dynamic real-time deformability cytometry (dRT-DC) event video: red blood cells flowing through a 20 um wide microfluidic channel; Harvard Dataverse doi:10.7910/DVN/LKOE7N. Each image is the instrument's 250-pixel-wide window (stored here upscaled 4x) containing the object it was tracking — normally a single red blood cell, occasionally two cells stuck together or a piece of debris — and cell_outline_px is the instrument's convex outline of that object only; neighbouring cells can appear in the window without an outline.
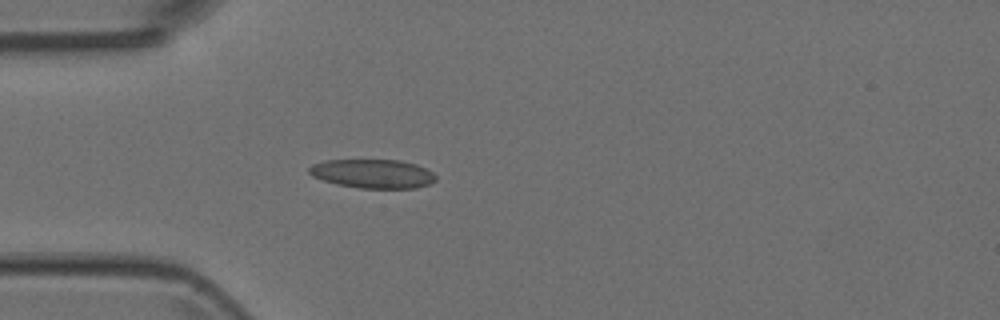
{"species": "Egyptian fruit bat (a non-hibernating species)", "species_latin": "Rousettus aegyptiacus", "temperature_condition": "room temperature", "stored_images_in_passage": 4, "camera_frame_rate_fps": 3000, "um_per_image_px": 0.085, "animal": {"sex": "female"}, "frame": {"image": 1, "passage_image": 4, "time_ms": 1.0, "image_size_px": [1000, 320], "cell_outline_px": [[436, 180], [428, 184], [416, 188], [360, 188], [336, 184], [312, 176], [308, 172], [308, 168], [312, 164], [324, 160], [400, 160], [416, 164], [432, 172], [436, 176]], "centroid_in_image_um": [31.67, 14.76], "position_along_channel_um": 53.3, "area_um2": 21.33}}